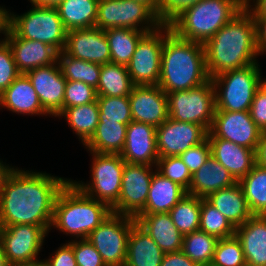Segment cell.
Masks as SVG:
<instances>
[{
  "label": "cell",
  "instance_id": "obj_36",
  "mask_svg": "<svg viewBox=\"0 0 266 266\" xmlns=\"http://www.w3.org/2000/svg\"><path fill=\"white\" fill-rule=\"evenodd\" d=\"M66 80L81 81L97 89L101 73V64L83 61L59 52L57 60Z\"/></svg>",
  "mask_w": 266,
  "mask_h": 266
},
{
  "label": "cell",
  "instance_id": "obj_10",
  "mask_svg": "<svg viewBox=\"0 0 266 266\" xmlns=\"http://www.w3.org/2000/svg\"><path fill=\"white\" fill-rule=\"evenodd\" d=\"M169 118L191 122L209 131L215 113V91L211 79L189 90L166 93Z\"/></svg>",
  "mask_w": 266,
  "mask_h": 266
},
{
  "label": "cell",
  "instance_id": "obj_54",
  "mask_svg": "<svg viewBox=\"0 0 266 266\" xmlns=\"http://www.w3.org/2000/svg\"><path fill=\"white\" fill-rule=\"evenodd\" d=\"M8 24H9V10L7 11L5 7L0 6V33L4 34V36L7 32Z\"/></svg>",
  "mask_w": 266,
  "mask_h": 266
},
{
  "label": "cell",
  "instance_id": "obj_9",
  "mask_svg": "<svg viewBox=\"0 0 266 266\" xmlns=\"http://www.w3.org/2000/svg\"><path fill=\"white\" fill-rule=\"evenodd\" d=\"M157 14L145 3L135 0H99L96 27L131 28L151 32L161 26Z\"/></svg>",
  "mask_w": 266,
  "mask_h": 266
},
{
  "label": "cell",
  "instance_id": "obj_34",
  "mask_svg": "<svg viewBox=\"0 0 266 266\" xmlns=\"http://www.w3.org/2000/svg\"><path fill=\"white\" fill-rule=\"evenodd\" d=\"M145 33L147 32L121 27L105 30L111 62L127 66L135 52L138 41Z\"/></svg>",
  "mask_w": 266,
  "mask_h": 266
},
{
  "label": "cell",
  "instance_id": "obj_49",
  "mask_svg": "<svg viewBox=\"0 0 266 266\" xmlns=\"http://www.w3.org/2000/svg\"><path fill=\"white\" fill-rule=\"evenodd\" d=\"M51 257L42 260L45 266H77L73 247L69 243H65L54 251Z\"/></svg>",
  "mask_w": 266,
  "mask_h": 266
},
{
  "label": "cell",
  "instance_id": "obj_39",
  "mask_svg": "<svg viewBox=\"0 0 266 266\" xmlns=\"http://www.w3.org/2000/svg\"><path fill=\"white\" fill-rule=\"evenodd\" d=\"M199 230L215 236L218 239L235 236V228L230 224L226 217L206 199L202 198Z\"/></svg>",
  "mask_w": 266,
  "mask_h": 266
},
{
  "label": "cell",
  "instance_id": "obj_6",
  "mask_svg": "<svg viewBox=\"0 0 266 266\" xmlns=\"http://www.w3.org/2000/svg\"><path fill=\"white\" fill-rule=\"evenodd\" d=\"M260 72L257 62L210 78L215 91V110L249 111L260 88Z\"/></svg>",
  "mask_w": 266,
  "mask_h": 266
},
{
  "label": "cell",
  "instance_id": "obj_1",
  "mask_svg": "<svg viewBox=\"0 0 266 266\" xmlns=\"http://www.w3.org/2000/svg\"><path fill=\"white\" fill-rule=\"evenodd\" d=\"M70 180L14 168L0 189V227L37 225L49 233L57 196Z\"/></svg>",
  "mask_w": 266,
  "mask_h": 266
},
{
  "label": "cell",
  "instance_id": "obj_28",
  "mask_svg": "<svg viewBox=\"0 0 266 266\" xmlns=\"http://www.w3.org/2000/svg\"><path fill=\"white\" fill-rule=\"evenodd\" d=\"M186 194L183 187L155 169L145 208L140 214L169 213Z\"/></svg>",
  "mask_w": 266,
  "mask_h": 266
},
{
  "label": "cell",
  "instance_id": "obj_2",
  "mask_svg": "<svg viewBox=\"0 0 266 266\" xmlns=\"http://www.w3.org/2000/svg\"><path fill=\"white\" fill-rule=\"evenodd\" d=\"M204 49L210 78L257 63V56L261 54L256 42L255 21L249 10L244 7L204 44Z\"/></svg>",
  "mask_w": 266,
  "mask_h": 266
},
{
  "label": "cell",
  "instance_id": "obj_31",
  "mask_svg": "<svg viewBox=\"0 0 266 266\" xmlns=\"http://www.w3.org/2000/svg\"><path fill=\"white\" fill-rule=\"evenodd\" d=\"M99 0H64L56 8L67 31L96 27Z\"/></svg>",
  "mask_w": 266,
  "mask_h": 266
},
{
  "label": "cell",
  "instance_id": "obj_51",
  "mask_svg": "<svg viewBox=\"0 0 266 266\" xmlns=\"http://www.w3.org/2000/svg\"><path fill=\"white\" fill-rule=\"evenodd\" d=\"M256 26V42L260 54L266 52V17H253Z\"/></svg>",
  "mask_w": 266,
  "mask_h": 266
},
{
  "label": "cell",
  "instance_id": "obj_58",
  "mask_svg": "<svg viewBox=\"0 0 266 266\" xmlns=\"http://www.w3.org/2000/svg\"><path fill=\"white\" fill-rule=\"evenodd\" d=\"M0 266H12V265L9 263V261H8L6 255H5V253H4V251H3V248H2L1 242H0Z\"/></svg>",
  "mask_w": 266,
  "mask_h": 266
},
{
  "label": "cell",
  "instance_id": "obj_11",
  "mask_svg": "<svg viewBox=\"0 0 266 266\" xmlns=\"http://www.w3.org/2000/svg\"><path fill=\"white\" fill-rule=\"evenodd\" d=\"M135 222L134 217L111 213L88 236L106 266H124L129 234Z\"/></svg>",
  "mask_w": 266,
  "mask_h": 266
},
{
  "label": "cell",
  "instance_id": "obj_25",
  "mask_svg": "<svg viewBox=\"0 0 266 266\" xmlns=\"http://www.w3.org/2000/svg\"><path fill=\"white\" fill-rule=\"evenodd\" d=\"M135 219L164 253L182 250L183 234L169 213L139 214Z\"/></svg>",
  "mask_w": 266,
  "mask_h": 266
},
{
  "label": "cell",
  "instance_id": "obj_55",
  "mask_svg": "<svg viewBox=\"0 0 266 266\" xmlns=\"http://www.w3.org/2000/svg\"><path fill=\"white\" fill-rule=\"evenodd\" d=\"M14 169V167L10 166L9 164L3 163V160H0V189L3 186L7 176L10 172Z\"/></svg>",
  "mask_w": 266,
  "mask_h": 266
},
{
  "label": "cell",
  "instance_id": "obj_32",
  "mask_svg": "<svg viewBox=\"0 0 266 266\" xmlns=\"http://www.w3.org/2000/svg\"><path fill=\"white\" fill-rule=\"evenodd\" d=\"M65 117L68 125L85 145L92 137L99 123L97 100L92 103L64 109L57 117Z\"/></svg>",
  "mask_w": 266,
  "mask_h": 266
},
{
  "label": "cell",
  "instance_id": "obj_14",
  "mask_svg": "<svg viewBox=\"0 0 266 266\" xmlns=\"http://www.w3.org/2000/svg\"><path fill=\"white\" fill-rule=\"evenodd\" d=\"M156 166L125 162L122 174L121 192L112 213L136 218L145 208L153 168Z\"/></svg>",
  "mask_w": 266,
  "mask_h": 266
},
{
  "label": "cell",
  "instance_id": "obj_19",
  "mask_svg": "<svg viewBox=\"0 0 266 266\" xmlns=\"http://www.w3.org/2000/svg\"><path fill=\"white\" fill-rule=\"evenodd\" d=\"M63 51L67 55L83 61L101 65L111 62L105 31L97 27L67 31Z\"/></svg>",
  "mask_w": 266,
  "mask_h": 266
},
{
  "label": "cell",
  "instance_id": "obj_26",
  "mask_svg": "<svg viewBox=\"0 0 266 266\" xmlns=\"http://www.w3.org/2000/svg\"><path fill=\"white\" fill-rule=\"evenodd\" d=\"M238 183L232 174L212 156L191 177L187 194L205 199L220 189L231 187Z\"/></svg>",
  "mask_w": 266,
  "mask_h": 266
},
{
  "label": "cell",
  "instance_id": "obj_50",
  "mask_svg": "<svg viewBox=\"0 0 266 266\" xmlns=\"http://www.w3.org/2000/svg\"><path fill=\"white\" fill-rule=\"evenodd\" d=\"M160 266H198L182 250L164 253Z\"/></svg>",
  "mask_w": 266,
  "mask_h": 266
},
{
  "label": "cell",
  "instance_id": "obj_57",
  "mask_svg": "<svg viewBox=\"0 0 266 266\" xmlns=\"http://www.w3.org/2000/svg\"><path fill=\"white\" fill-rule=\"evenodd\" d=\"M135 1H139L148 5L157 14L158 17L159 0H135Z\"/></svg>",
  "mask_w": 266,
  "mask_h": 266
},
{
  "label": "cell",
  "instance_id": "obj_35",
  "mask_svg": "<svg viewBox=\"0 0 266 266\" xmlns=\"http://www.w3.org/2000/svg\"><path fill=\"white\" fill-rule=\"evenodd\" d=\"M238 183L253 215H266V169L256 164Z\"/></svg>",
  "mask_w": 266,
  "mask_h": 266
},
{
  "label": "cell",
  "instance_id": "obj_20",
  "mask_svg": "<svg viewBox=\"0 0 266 266\" xmlns=\"http://www.w3.org/2000/svg\"><path fill=\"white\" fill-rule=\"evenodd\" d=\"M4 37L21 74L57 63L59 52L50 45L41 41L20 38L9 27Z\"/></svg>",
  "mask_w": 266,
  "mask_h": 266
},
{
  "label": "cell",
  "instance_id": "obj_56",
  "mask_svg": "<svg viewBox=\"0 0 266 266\" xmlns=\"http://www.w3.org/2000/svg\"><path fill=\"white\" fill-rule=\"evenodd\" d=\"M35 6L57 7L64 0H29Z\"/></svg>",
  "mask_w": 266,
  "mask_h": 266
},
{
  "label": "cell",
  "instance_id": "obj_30",
  "mask_svg": "<svg viewBox=\"0 0 266 266\" xmlns=\"http://www.w3.org/2000/svg\"><path fill=\"white\" fill-rule=\"evenodd\" d=\"M126 130V124L107 118L99 120L91 139L84 146L89 152L120 154L125 145Z\"/></svg>",
  "mask_w": 266,
  "mask_h": 266
},
{
  "label": "cell",
  "instance_id": "obj_46",
  "mask_svg": "<svg viewBox=\"0 0 266 266\" xmlns=\"http://www.w3.org/2000/svg\"><path fill=\"white\" fill-rule=\"evenodd\" d=\"M211 156V146L208 138L198 145L188 148L179 157L188 167L191 174L199 170Z\"/></svg>",
  "mask_w": 266,
  "mask_h": 266
},
{
  "label": "cell",
  "instance_id": "obj_43",
  "mask_svg": "<svg viewBox=\"0 0 266 266\" xmlns=\"http://www.w3.org/2000/svg\"><path fill=\"white\" fill-rule=\"evenodd\" d=\"M97 100L96 89L81 81L67 80L63 99V110Z\"/></svg>",
  "mask_w": 266,
  "mask_h": 266
},
{
  "label": "cell",
  "instance_id": "obj_41",
  "mask_svg": "<svg viewBox=\"0 0 266 266\" xmlns=\"http://www.w3.org/2000/svg\"><path fill=\"white\" fill-rule=\"evenodd\" d=\"M215 266H245L241 242L236 236L219 239L211 262Z\"/></svg>",
  "mask_w": 266,
  "mask_h": 266
},
{
  "label": "cell",
  "instance_id": "obj_24",
  "mask_svg": "<svg viewBox=\"0 0 266 266\" xmlns=\"http://www.w3.org/2000/svg\"><path fill=\"white\" fill-rule=\"evenodd\" d=\"M0 107L17 114L49 116L26 74H20L0 95Z\"/></svg>",
  "mask_w": 266,
  "mask_h": 266
},
{
  "label": "cell",
  "instance_id": "obj_61",
  "mask_svg": "<svg viewBox=\"0 0 266 266\" xmlns=\"http://www.w3.org/2000/svg\"><path fill=\"white\" fill-rule=\"evenodd\" d=\"M200 266H215V265H213L212 263H210V264H204V265H200Z\"/></svg>",
  "mask_w": 266,
  "mask_h": 266
},
{
  "label": "cell",
  "instance_id": "obj_59",
  "mask_svg": "<svg viewBox=\"0 0 266 266\" xmlns=\"http://www.w3.org/2000/svg\"><path fill=\"white\" fill-rule=\"evenodd\" d=\"M12 266H45V264L41 260L39 262H35V263H32V264H17V265H12Z\"/></svg>",
  "mask_w": 266,
  "mask_h": 266
},
{
  "label": "cell",
  "instance_id": "obj_44",
  "mask_svg": "<svg viewBox=\"0 0 266 266\" xmlns=\"http://www.w3.org/2000/svg\"><path fill=\"white\" fill-rule=\"evenodd\" d=\"M8 43L0 41V95L20 75Z\"/></svg>",
  "mask_w": 266,
  "mask_h": 266
},
{
  "label": "cell",
  "instance_id": "obj_5",
  "mask_svg": "<svg viewBox=\"0 0 266 266\" xmlns=\"http://www.w3.org/2000/svg\"><path fill=\"white\" fill-rule=\"evenodd\" d=\"M245 7V0H201L169 25L180 38L205 44Z\"/></svg>",
  "mask_w": 266,
  "mask_h": 266
},
{
  "label": "cell",
  "instance_id": "obj_53",
  "mask_svg": "<svg viewBox=\"0 0 266 266\" xmlns=\"http://www.w3.org/2000/svg\"><path fill=\"white\" fill-rule=\"evenodd\" d=\"M256 164L266 169V131H263L260 136L258 148L256 150Z\"/></svg>",
  "mask_w": 266,
  "mask_h": 266
},
{
  "label": "cell",
  "instance_id": "obj_48",
  "mask_svg": "<svg viewBox=\"0 0 266 266\" xmlns=\"http://www.w3.org/2000/svg\"><path fill=\"white\" fill-rule=\"evenodd\" d=\"M249 113L261 132L266 131V93L261 88L254 95Z\"/></svg>",
  "mask_w": 266,
  "mask_h": 266
},
{
  "label": "cell",
  "instance_id": "obj_12",
  "mask_svg": "<svg viewBox=\"0 0 266 266\" xmlns=\"http://www.w3.org/2000/svg\"><path fill=\"white\" fill-rule=\"evenodd\" d=\"M170 25L162 24L145 33L138 41L135 52L126 66L135 86L158 85L161 74V55L164 33Z\"/></svg>",
  "mask_w": 266,
  "mask_h": 266
},
{
  "label": "cell",
  "instance_id": "obj_23",
  "mask_svg": "<svg viewBox=\"0 0 266 266\" xmlns=\"http://www.w3.org/2000/svg\"><path fill=\"white\" fill-rule=\"evenodd\" d=\"M235 236L241 242L246 264L266 266V215H253L235 228Z\"/></svg>",
  "mask_w": 266,
  "mask_h": 266
},
{
  "label": "cell",
  "instance_id": "obj_18",
  "mask_svg": "<svg viewBox=\"0 0 266 266\" xmlns=\"http://www.w3.org/2000/svg\"><path fill=\"white\" fill-rule=\"evenodd\" d=\"M30 79L43 109L57 117L63 111L66 79L58 62L41 66L26 73Z\"/></svg>",
  "mask_w": 266,
  "mask_h": 266
},
{
  "label": "cell",
  "instance_id": "obj_27",
  "mask_svg": "<svg viewBox=\"0 0 266 266\" xmlns=\"http://www.w3.org/2000/svg\"><path fill=\"white\" fill-rule=\"evenodd\" d=\"M205 199L225 216L234 228L241 226L253 216L239 183L215 191Z\"/></svg>",
  "mask_w": 266,
  "mask_h": 266
},
{
  "label": "cell",
  "instance_id": "obj_3",
  "mask_svg": "<svg viewBox=\"0 0 266 266\" xmlns=\"http://www.w3.org/2000/svg\"><path fill=\"white\" fill-rule=\"evenodd\" d=\"M209 79L204 44L180 38L169 28L164 33L160 88L165 93L189 90Z\"/></svg>",
  "mask_w": 266,
  "mask_h": 266
},
{
  "label": "cell",
  "instance_id": "obj_22",
  "mask_svg": "<svg viewBox=\"0 0 266 266\" xmlns=\"http://www.w3.org/2000/svg\"><path fill=\"white\" fill-rule=\"evenodd\" d=\"M211 156L239 181L256 165V151L226 139L208 138Z\"/></svg>",
  "mask_w": 266,
  "mask_h": 266
},
{
  "label": "cell",
  "instance_id": "obj_15",
  "mask_svg": "<svg viewBox=\"0 0 266 266\" xmlns=\"http://www.w3.org/2000/svg\"><path fill=\"white\" fill-rule=\"evenodd\" d=\"M261 133L249 111L215 110L207 138L226 139L256 151Z\"/></svg>",
  "mask_w": 266,
  "mask_h": 266
},
{
  "label": "cell",
  "instance_id": "obj_37",
  "mask_svg": "<svg viewBox=\"0 0 266 266\" xmlns=\"http://www.w3.org/2000/svg\"><path fill=\"white\" fill-rule=\"evenodd\" d=\"M201 198L186 194L170 211L169 214L177 229L183 234L199 230Z\"/></svg>",
  "mask_w": 266,
  "mask_h": 266
},
{
  "label": "cell",
  "instance_id": "obj_21",
  "mask_svg": "<svg viewBox=\"0 0 266 266\" xmlns=\"http://www.w3.org/2000/svg\"><path fill=\"white\" fill-rule=\"evenodd\" d=\"M120 155L127 163L156 166L159 159L156 127L131 121L127 125L125 145Z\"/></svg>",
  "mask_w": 266,
  "mask_h": 266
},
{
  "label": "cell",
  "instance_id": "obj_60",
  "mask_svg": "<svg viewBox=\"0 0 266 266\" xmlns=\"http://www.w3.org/2000/svg\"><path fill=\"white\" fill-rule=\"evenodd\" d=\"M260 88L266 93V79L260 78Z\"/></svg>",
  "mask_w": 266,
  "mask_h": 266
},
{
  "label": "cell",
  "instance_id": "obj_40",
  "mask_svg": "<svg viewBox=\"0 0 266 266\" xmlns=\"http://www.w3.org/2000/svg\"><path fill=\"white\" fill-rule=\"evenodd\" d=\"M97 104L99 107V120L107 118L109 121H116L126 125L132 121L128 96H97Z\"/></svg>",
  "mask_w": 266,
  "mask_h": 266
},
{
  "label": "cell",
  "instance_id": "obj_8",
  "mask_svg": "<svg viewBox=\"0 0 266 266\" xmlns=\"http://www.w3.org/2000/svg\"><path fill=\"white\" fill-rule=\"evenodd\" d=\"M90 153L93 156L90 170L91 181L88 183L70 181L88 197L101 201L112 208L118 202L121 192L125 161L120 154Z\"/></svg>",
  "mask_w": 266,
  "mask_h": 266
},
{
  "label": "cell",
  "instance_id": "obj_33",
  "mask_svg": "<svg viewBox=\"0 0 266 266\" xmlns=\"http://www.w3.org/2000/svg\"><path fill=\"white\" fill-rule=\"evenodd\" d=\"M134 86L126 66L113 62L102 64L97 96H129Z\"/></svg>",
  "mask_w": 266,
  "mask_h": 266
},
{
  "label": "cell",
  "instance_id": "obj_42",
  "mask_svg": "<svg viewBox=\"0 0 266 266\" xmlns=\"http://www.w3.org/2000/svg\"><path fill=\"white\" fill-rule=\"evenodd\" d=\"M156 170L188 191L192 174L179 156L159 158Z\"/></svg>",
  "mask_w": 266,
  "mask_h": 266
},
{
  "label": "cell",
  "instance_id": "obj_7",
  "mask_svg": "<svg viewBox=\"0 0 266 266\" xmlns=\"http://www.w3.org/2000/svg\"><path fill=\"white\" fill-rule=\"evenodd\" d=\"M8 27L20 38L41 41L58 52L65 48L67 30L56 7L32 5L21 15L9 11Z\"/></svg>",
  "mask_w": 266,
  "mask_h": 266
},
{
  "label": "cell",
  "instance_id": "obj_16",
  "mask_svg": "<svg viewBox=\"0 0 266 266\" xmlns=\"http://www.w3.org/2000/svg\"><path fill=\"white\" fill-rule=\"evenodd\" d=\"M208 131L201 125L168 118L156 127V146L159 158L180 156L188 148L200 144Z\"/></svg>",
  "mask_w": 266,
  "mask_h": 266
},
{
  "label": "cell",
  "instance_id": "obj_17",
  "mask_svg": "<svg viewBox=\"0 0 266 266\" xmlns=\"http://www.w3.org/2000/svg\"><path fill=\"white\" fill-rule=\"evenodd\" d=\"M128 97L132 121L158 127L169 118L167 94L159 85L134 86Z\"/></svg>",
  "mask_w": 266,
  "mask_h": 266
},
{
  "label": "cell",
  "instance_id": "obj_45",
  "mask_svg": "<svg viewBox=\"0 0 266 266\" xmlns=\"http://www.w3.org/2000/svg\"><path fill=\"white\" fill-rule=\"evenodd\" d=\"M77 266H106L101 255L88 239L71 240Z\"/></svg>",
  "mask_w": 266,
  "mask_h": 266
},
{
  "label": "cell",
  "instance_id": "obj_47",
  "mask_svg": "<svg viewBox=\"0 0 266 266\" xmlns=\"http://www.w3.org/2000/svg\"><path fill=\"white\" fill-rule=\"evenodd\" d=\"M201 0H159L158 19L169 25L179 14Z\"/></svg>",
  "mask_w": 266,
  "mask_h": 266
},
{
  "label": "cell",
  "instance_id": "obj_29",
  "mask_svg": "<svg viewBox=\"0 0 266 266\" xmlns=\"http://www.w3.org/2000/svg\"><path fill=\"white\" fill-rule=\"evenodd\" d=\"M164 252L137 222L132 226L124 266H160Z\"/></svg>",
  "mask_w": 266,
  "mask_h": 266
},
{
  "label": "cell",
  "instance_id": "obj_38",
  "mask_svg": "<svg viewBox=\"0 0 266 266\" xmlns=\"http://www.w3.org/2000/svg\"><path fill=\"white\" fill-rule=\"evenodd\" d=\"M218 238L201 230L183 235L182 252L198 266L210 264Z\"/></svg>",
  "mask_w": 266,
  "mask_h": 266
},
{
  "label": "cell",
  "instance_id": "obj_52",
  "mask_svg": "<svg viewBox=\"0 0 266 266\" xmlns=\"http://www.w3.org/2000/svg\"><path fill=\"white\" fill-rule=\"evenodd\" d=\"M245 0V7L253 17H266V0ZM253 4V5H251Z\"/></svg>",
  "mask_w": 266,
  "mask_h": 266
},
{
  "label": "cell",
  "instance_id": "obj_4",
  "mask_svg": "<svg viewBox=\"0 0 266 266\" xmlns=\"http://www.w3.org/2000/svg\"><path fill=\"white\" fill-rule=\"evenodd\" d=\"M111 213L107 204L88 197L69 181L57 196L51 228L87 239Z\"/></svg>",
  "mask_w": 266,
  "mask_h": 266
},
{
  "label": "cell",
  "instance_id": "obj_13",
  "mask_svg": "<svg viewBox=\"0 0 266 266\" xmlns=\"http://www.w3.org/2000/svg\"><path fill=\"white\" fill-rule=\"evenodd\" d=\"M48 232L37 225L0 227V242L11 265L39 262V252Z\"/></svg>",
  "mask_w": 266,
  "mask_h": 266
}]
</instances>
